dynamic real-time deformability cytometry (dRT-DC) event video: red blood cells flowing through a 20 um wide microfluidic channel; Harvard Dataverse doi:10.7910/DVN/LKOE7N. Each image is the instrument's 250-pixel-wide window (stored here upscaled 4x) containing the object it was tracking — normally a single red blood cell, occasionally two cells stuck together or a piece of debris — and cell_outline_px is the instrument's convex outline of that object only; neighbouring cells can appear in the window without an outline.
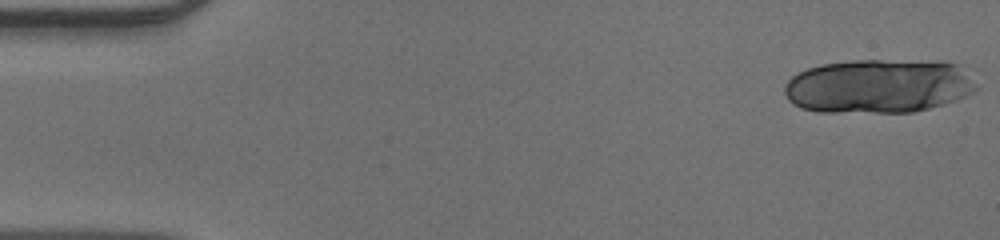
{"species": "human", "species_latin": "Homo sapiens", "temperature_condition": "warm", "stored_images_in_passage": 17, "camera_frame_rate_fps": 3000, "um_per_image_px": 0.085, "donor": {"sex": "male"}, "frame": {"image": 1, "passage_image": 1, "time_ms": 0.0, "image_size_px": [1000, 240], "cell_outline_px": [[976, 88], [972, 92], [956, 100], [944, 104], [912, 112], [820, 112], [800, 108], [792, 104], [788, 100], [784, 92], [784, 84], [792, 76], [808, 68], [820, 64], [852, 60], [948, 60], [956, 64]], "centroid_in_image_um": [74.6, 7.31], "position_along_channel_um": 10.4, "area_um2": 60.52}}